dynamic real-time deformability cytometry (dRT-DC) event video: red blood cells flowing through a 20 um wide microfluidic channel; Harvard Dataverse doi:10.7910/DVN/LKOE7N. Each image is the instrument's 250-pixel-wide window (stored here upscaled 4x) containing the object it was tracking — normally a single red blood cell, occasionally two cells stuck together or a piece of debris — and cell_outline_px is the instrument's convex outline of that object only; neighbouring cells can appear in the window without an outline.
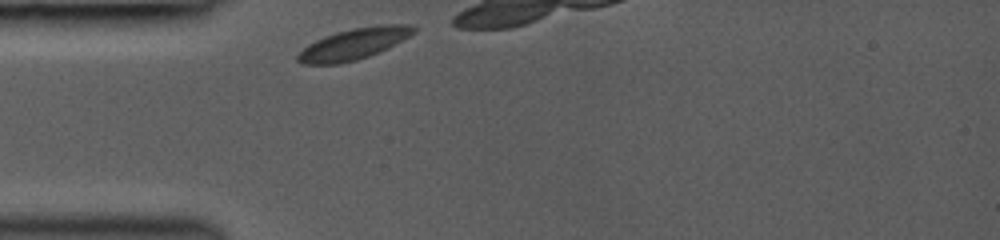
{"species": "common noctule bat (a hibernating species)", "species_latin": "Nyctalus noctula", "temperature_condition": "room temperature", "stored_images_in_passage": 25, "camera_frame_rate_fps": 3000, "um_per_image_px": 0.085, "animal": {"sex": "female", "body_mass_g": 19.0, "forearm_length_mm": 53.3}, "frame": {"image": 1, "passage_image": 1, "time_ms": 0.0, "image_size_px": [1000, 240], "cell_outline_px": [[416, 32], [368, 56], [356, 60], [340, 64], [300, 64], [296, 60], [296, 56], [308, 44], [324, 36], [336, 32], [352, 28], [380, 24], [412, 24], [416, 28]], "centroid_in_image_um": [30.02, 3.72], "position_along_channel_um": 55.0, "area_um2": 20.81}}
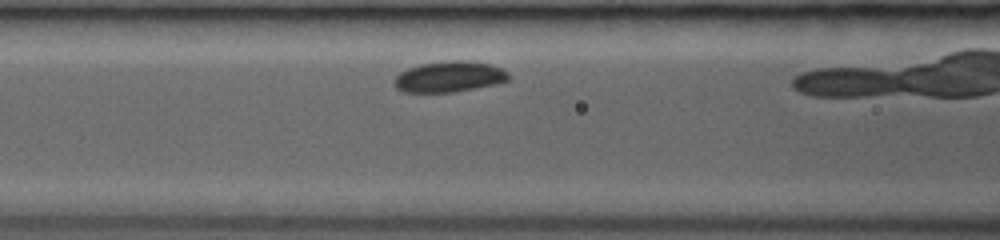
{"frame": {"image": 2, "passage_image": 9, "time_ms": 2.0, "image_size_px": [1000, 240], "cell_outline_px": [[508, 80], [496, 84], [452, 92], [404, 92], [396, 88], [392, 84], [392, 80], [400, 72], [408, 68], [420, 64], [448, 60], [464, 60], [488, 64], [500, 68], [508, 72]], "centroid_in_image_um": [38.13, 6.52], "position_along_channel_um": 128.5, "area_um2": 20.52}}
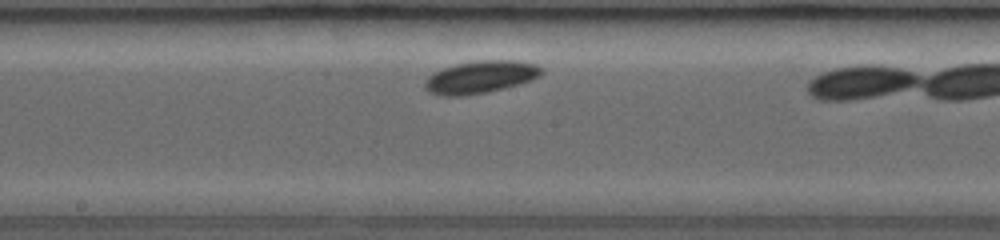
{"frame": {"image": 3, "passage_image": 17, "time_ms": 4.0, "image_size_px": [1000, 240], "cell_outline_px": [[544, 72], [540, 76], [532, 80], [520, 84], [488, 92], [460, 96], [440, 96], [428, 92], [424, 88], [424, 80], [432, 72], [456, 64], [476, 60], [516, 60], [536, 64], [544, 68]], "centroid_in_image_um": [40.84, 6.55], "position_along_channel_um": 207.4, "area_um2": 22.48}}